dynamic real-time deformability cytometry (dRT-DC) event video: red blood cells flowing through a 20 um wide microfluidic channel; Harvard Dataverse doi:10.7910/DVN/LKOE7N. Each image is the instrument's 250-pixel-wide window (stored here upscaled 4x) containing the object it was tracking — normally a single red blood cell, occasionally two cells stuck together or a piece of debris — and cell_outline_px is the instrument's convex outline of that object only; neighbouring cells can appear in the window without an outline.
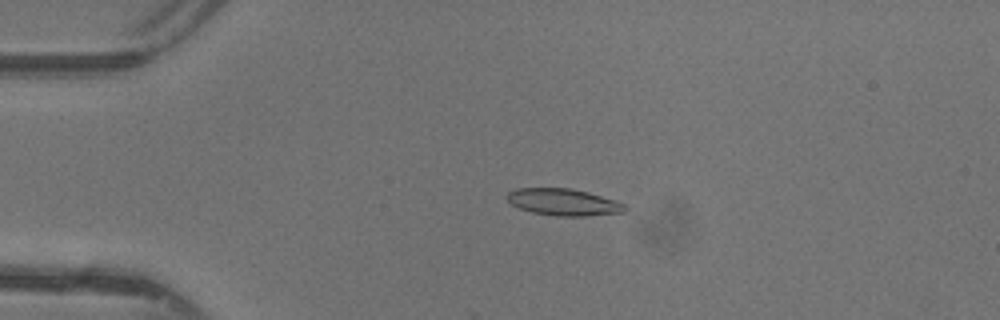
{"species": "common noctule bat (a hibernating species)", "species_latin": "Nyctalus noctula", "temperature_condition": "warm", "stored_images_in_passage": 47, "camera_frame_rate_fps": 3000, "um_per_image_px": 0.085, "animal": {"sex": "female"}, "frame": {"image": 1, "passage_image": 11, "time_ms": 3.333, "image_size_px": [1000, 320], "cell_outline_px": [[628, 208], [624, 212], [584, 216], [556, 216], [532, 212], [520, 208], [512, 204], [508, 200], [508, 192], [516, 188], [572, 188], [588, 192], [616, 200], [624, 204]], "centroid_in_image_um": [47.92, 17.17], "position_along_channel_um": 37.1, "area_um2": 18.38}}
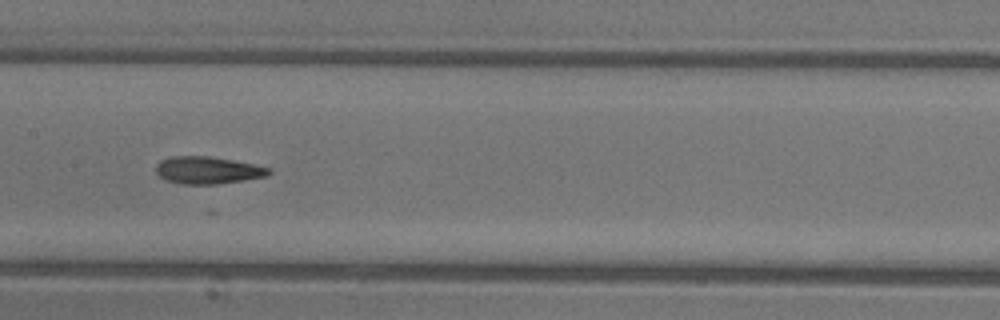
{"frame": {"image": 2, "passage_image": 24, "time_ms": 7.667, "image_size_px": [1000, 320], "cell_outline_px": [[272, 172], [268, 176], [244, 180], [216, 184], [180, 184], [164, 180], [156, 172], [156, 164], [160, 160], [172, 156], [208, 156], [232, 160], [272, 168]], "centroid_in_image_um": [17.65, 14.47], "position_along_channel_um": 189.8, "area_um2": 18.03}}
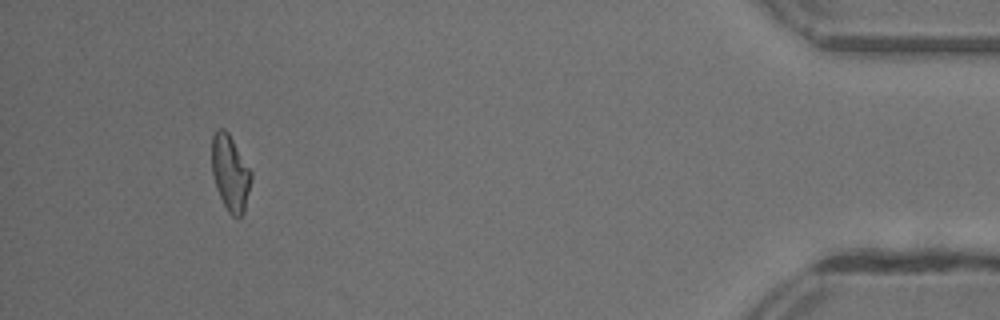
{"frame": {"image": 3, "passage_image": 44, "time_ms": 14.333, "image_size_px": [1000, 320], "cell_outline_px": [[252, 180], [244, 212], [240, 216], [232, 216], [228, 212], [216, 188], [212, 172], [212, 136], [220, 128], [224, 128], [228, 132], [252, 172]], "centroid_in_image_um": [19.58, 14.7], "position_along_channel_um": 415.6, "area_um2": 17.28}}